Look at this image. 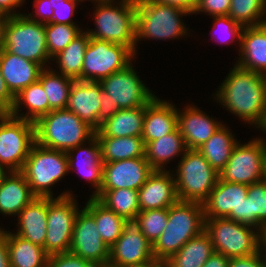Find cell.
I'll use <instances>...</instances> for the list:
<instances>
[{"instance_id": "obj_34", "label": "cell", "mask_w": 266, "mask_h": 267, "mask_svg": "<svg viewBox=\"0 0 266 267\" xmlns=\"http://www.w3.org/2000/svg\"><path fill=\"white\" fill-rule=\"evenodd\" d=\"M11 267H46L48 255L40 245L7 231Z\"/></svg>"}, {"instance_id": "obj_38", "label": "cell", "mask_w": 266, "mask_h": 267, "mask_svg": "<svg viewBox=\"0 0 266 267\" xmlns=\"http://www.w3.org/2000/svg\"><path fill=\"white\" fill-rule=\"evenodd\" d=\"M39 81L48 98L49 112L66 109L70 88L75 80L60 75L52 69L44 68L40 73Z\"/></svg>"}, {"instance_id": "obj_26", "label": "cell", "mask_w": 266, "mask_h": 267, "mask_svg": "<svg viewBox=\"0 0 266 267\" xmlns=\"http://www.w3.org/2000/svg\"><path fill=\"white\" fill-rule=\"evenodd\" d=\"M18 236L44 247L47 233V197H35L18 214Z\"/></svg>"}, {"instance_id": "obj_10", "label": "cell", "mask_w": 266, "mask_h": 267, "mask_svg": "<svg viewBox=\"0 0 266 267\" xmlns=\"http://www.w3.org/2000/svg\"><path fill=\"white\" fill-rule=\"evenodd\" d=\"M204 230L215 252L228 258L244 257L261 250L262 232L252 226L228 218H211L205 219Z\"/></svg>"}, {"instance_id": "obj_5", "label": "cell", "mask_w": 266, "mask_h": 267, "mask_svg": "<svg viewBox=\"0 0 266 267\" xmlns=\"http://www.w3.org/2000/svg\"><path fill=\"white\" fill-rule=\"evenodd\" d=\"M188 11L153 0H136V43L139 39H175L185 36L188 31L180 17Z\"/></svg>"}, {"instance_id": "obj_37", "label": "cell", "mask_w": 266, "mask_h": 267, "mask_svg": "<svg viewBox=\"0 0 266 267\" xmlns=\"http://www.w3.org/2000/svg\"><path fill=\"white\" fill-rule=\"evenodd\" d=\"M95 198L127 221L134 220L140 212L138 190L127 188L101 189Z\"/></svg>"}, {"instance_id": "obj_43", "label": "cell", "mask_w": 266, "mask_h": 267, "mask_svg": "<svg viewBox=\"0 0 266 267\" xmlns=\"http://www.w3.org/2000/svg\"><path fill=\"white\" fill-rule=\"evenodd\" d=\"M80 0H51L53 12L52 23L75 25L71 21V16L74 15L76 4Z\"/></svg>"}, {"instance_id": "obj_3", "label": "cell", "mask_w": 266, "mask_h": 267, "mask_svg": "<svg viewBox=\"0 0 266 267\" xmlns=\"http://www.w3.org/2000/svg\"><path fill=\"white\" fill-rule=\"evenodd\" d=\"M132 63L120 71L99 81L101 106L99 124L111 118L119 109L145 106L156 95L143 84L136 74Z\"/></svg>"}, {"instance_id": "obj_47", "label": "cell", "mask_w": 266, "mask_h": 267, "mask_svg": "<svg viewBox=\"0 0 266 267\" xmlns=\"http://www.w3.org/2000/svg\"><path fill=\"white\" fill-rule=\"evenodd\" d=\"M262 252L261 249L259 252L248 256L229 258L227 267H266V257Z\"/></svg>"}, {"instance_id": "obj_12", "label": "cell", "mask_w": 266, "mask_h": 267, "mask_svg": "<svg viewBox=\"0 0 266 267\" xmlns=\"http://www.w3.org/2000/svg\"><path fill=\"white\" fill-rule=\"evenodd\" d=\"M35 143L33 122L0 113V164L10 171H21Z\"/></svg>"}, {"instance_id": "obj_61", "label": "cell", "mask_w": 266, "mask_h": 267, "mask_svg": "<svg viewBox=\"0 0 266 267\" xmlns=\"http://www.w3.org/2000/svg\"><path fill=\"white\" fill-rule=\"evenodd\" d=\"M261 129H262V131H264V133H266V121H265V123Z\"/></svg>"}, {"instance_id": "obj_25", "label": "cell", "mask_w": 266, "mask_h": 267, "mask_svg": "<svg viewBox=\"0 0 266 267\" xmlns=\"http://www.w3.org/2000/svg\"><path fill=\"white\" fill-rule=\"evenodd\" d=\"M89 143V148L88 146L84 148L83 144L82 146L78 145L77 147L68 150L66 154L68 157L69 170H76L77 168L78 172L83 174L82 176L91 182L90 184L95 188L92 197H95L100 192L102 186L103 162L101 160L100 144L97 137L94 136L89 140ZM77 150L78 155L76 157L73 155V152H77Z\"/></svg>"}, {"instance_id": "obj_24", "label": "cell", "mask_w": 266, "mask_h": 267, "mask_svg": "<svg viewBox=\"0 0 266 267\" xmlns=\"http://www.w3.org/2000/svg\"><path fill=\"white\" fill-rule=\"evenodd\" d=\"M239 67L266 76V23L244 27L241 35Z\"/></svg>"}, {"instance_id": "obj_20", "label": "cell", "mask_w": 266, "mask_h": 267, "mask_svg": "<svg viewBox=\"0 0 266 267\" xmlns=\"http://www.w3.org/2000/svg\"><path fill=\"white\" fill-rule=\"evenodd\" d=\"M101 84L95 81L76 80L70 88L66 109L75 113L95 131L100 128Z\"/></svg>"}, {"instance_id": "obj_13", "label": "cell", "mask_w": 266, "mask_h": 267, "mask_svg": "<svg viewBox=\"0 0 266 267\" xmlns=\"http://www.w3.org/2000/svg\"><path fill=\"white\" fill-rule=\"evenodd\" d=\"M264 140V141H263ZM223 181L251 185L266 178V140L256 138L235 146L219 173Z\"/></svg>"}, {"instance_id": "obj_59", "label": "cell", "mask_w": 266, "mask_h": 267, "mask_svg": "<svg viewBox=\"0 0 266 267\" xmlns=\"http://www.w3.org/2000/svg\"><path fill=\"white\" fill-rule=\"evenodd\" d=\"M262 234V244H261V249L264 250L263 252H265V257H266V228L265 230L261 233Z\"/></svg>"}, {"instance_id": "obj_19", "label": "cell", "mask_w": 266, "mask_h": 267, "mask_svg": "<svg viewBox=\"0 0 266 267\" xmlns=\"http://www.w3.org/2000/svg\"><path fill=\"white\" fill-rule=\"evenodd\" d=\"M171 171L153 170L138 190L140 211L169 208L179 199L175 175Z\"/></svg>"}, {"instance_id": "obj_7", "label": "cell", "mask_w": 266, "mask_h": 267, "mask_svg": "<svg viewBox=\"0 0 266 267\" xmlns=\"http://www.w3.org/2000/svg\"><path fill=\"white\" fill-rule=\"evenodd\" d=\"M2 49L36 62L43 68L51 59L47 50L45 24L30 20L26 14L7 17L3 27Z\"/></svg>"}, {"instance_id": "obj_41", "label": "cell", "mask_w": 266, "mask_h": 267, "mask_svg": "<svg viewBox=\"0 0 266 267\" xmlns=\"http://www.w3.org/2000/svg\"><path fill=\"white\" fill-rule=\"evenodd\" d=\"M83 30L76 25L46 23L45 35L49 57L56 56L64 50L70 42L79 35Z\"/></svg>"}, {"instance_id": "obj_23", "label": "cell", "mask_w": 266, "mask_h": 267, "mask_svg": "<svg viewBox=\"0 0 266 267\" xmlns=\"http://www.w3.org/2000/svg\"><path fill=\"white\" fill-rule=\"evenodd\" d=\"M178 127V110L157 96L146 105L141 137L144 144L172 133Z\"/></svg>"}, {"instance_id": "obj_29", "label": "cell", "mask_w": 266, "mask_h": 267, "mask_svg": "<svg viewBox=\"0 0 266 267\" xmlns=\"http://www.w3.org/2000/svg\"><path fill=\"white\" fill-rule=\"evenodd\" d=\"M215 252L209 234L203 230L199 235L186 242L176 254L165 263V267H203Z\"/></svg>"}, {"instance_id": "obj_21", "label": "cell", "mask_w": 266, "mask_h": 267, "mask_svg": "<svg viewBox=\"0 0 266 267\" xmlns=\"http://www.w3.org/2000/svg\"><path fill=\"white\" fill-rule=\"evenodd\" d=\"M178 111V129L187 149H198L223 125L191 105Z\"/></svg>"}, {"instance_id": "obj_46", "label": "cell", "mask_w": 266, "mask_h": 267, "mask_svg": "<svg viewBox=\"0 0 266 267\" xmlns=\"http://www.w3.org/2000/svg\"><path fill=\"white\" fill-rule=\"evenodd\" d=\"M85 261L71 252H64L48 256L46 267H83Z\"/></svg>"}, {"instance_id": "obj_22", "label": "cell", "mask_w": 266, "mask_h": 267, "mask_svg": "<svg viewBox=\"0 0 266 267\" xmlns=\"http://www.w3.org/2000/svg\"><path fill=\"white\" fill-rule=\"evenodd\" d=\"M44 68L37 64L0 49V71L10 92L16 96L20 91L39 80Z\"/></svg>"}, {"instance_id": "obj_18", "label": "cell", "mask_w": 266, "mask_h": 267, "mask_svg": "<svg viewBox=\"0 0 266 267\" xmlns=\"http://www.w3.org/2000/svg\"><path fill=\"white\" fill-rule=\"evenodd\" d=\"M153 170L145 156L103 163L101 189L139 190Z\"/></svg>"}, {"instance_id": "obj_49", "label": "cell", "mask_w": 266, "mask_h": 267, "mask_svg": "<svg viewBox=\"0 0 266 267\" xmlns=\"http://www.w3.org/2000/svg\"><path fill=\"white\" fill-rule=\"evenodd\" d=\"M15 96L10 92L0 71V113H9L13 107Z\"/></svg>"}, {"instance_id": "obj_28", "label": "cell", "mask_w": 266, "mask_h": 267, "mask_svg": "<svg viewBox=\"0 0 266 267\" xmlns=\"http://www.w3.org/2000/svg\"><path fill=\"white\" fill-rule=\"evenodd\" d=\"M145 106L119 109L111 118L101 123L100 128L95 131L96 137H141Z\"/></svg>"}, {"instance_id": "obj_6", "label": "cell", "mask_w": 266, "mask_h": 267, "mask_svg": "<svg viewBox=\"0 0 266 267\" xmlns=\"http://www.w3.org/2000/svg\"><path fill=\"white\" fill-rule=\"evenodd\" d=\"M115 4L97 3L94 12L97 30L86 32L89 37L129 47L136 54V0Z\"/></svg>"}, {"instance_id": "obj_58", "label": "cell", "mask_w": 266, "mask_h": 267, "mask_svg": "<svg viewBox=\"0 0 266 267\" xmlns=\"http://www.w3.org/2000/svg\"><path fill=\"white\" fill-rule=\"evenodd\" d=\"M4 165L0 164V184L4 181L5 177L8 175L7 169Z\"/></svg>"}, {"instance_id": "obj_60", "label": "cell", "mask_w": 266, "mask_h": 267, "mask_svg": "<svg viewBox=\"0 0 266 267\" xmlns=\"http://www.w3.org/2000/svg\"><path fill=\"white\" fill-rule=\"evenodd\" d=\"M80 1H83V0H80ZM92 1H95L97 3H114V2H116L114 0H92Z\"/></svg>"}, {"instance_id": "obj_27", "label": "cell", "mask_w": 266, "mask_h": 267, "mask_svg": "<svg viewBox=\"0 0 266 267\" xmlns=\"http://www.w3.org/2000/svg\"><path fill=\"white\" fill-rule=\"evenodd\" d=\"M9 175L0 184V213L18 216L36 196L21 171H10Z\"/></svg>"}, {"instance_id": "obj_57", "label": "cell", "mask_w": 266, "mask_h": 267, "mask_svg": "<svg viewBox=\"0 0 266 267\" xmlns=\"http://www.w3.org/2000/svg\"><path fill=\"white\" fill-rule=\"evenodd\" d=\"M7 17H8L7 15L0 13V49L2 48V44H3V27L6 22Z\"/></svg>"}, {"instance_id": "obj_32", "label": "cell", "mask_w": 266, "mask_h": 267, "mask_svg": "<svg viewBox=\"0 0 266 267\" xmlns=\"http://www.w3.org/2000/svg\"><path fill=\"white\" fill-rule=\"evenodd\" d=\"M22 104H24L28 109L26 114H19V108ZM48 113V98L43 89L42 83L39 80L30 84L15 96L13 107L9 112V114L14 117L33 123Z\"/></svg>"}, {"instance_id": "obj_4", "label": "cell", "mask_w": 266, "mask_h": 267, "mask_svg": "<svg viewBox=\"0 0 266 267\" xmlns=\"http://www.w3.org/2000/svg\"><path fill=\"white\" fill-rule=\"evenodd\" d=\"M35 142L67 152L95 136V130L67 109L52 110L35 123Z\"/></svg>"}, {"instance_id": "obj_1", "label": "cell", "mask_w": 266, "mask_h": 267, "mask_svg": "<svg viewBox=\"0 0 266 267\" xmlns=\"http://www.w3.org/2000/svg\"><path fill=\"white\" fill-rule=\"evenodd\" d=\"M217 97V98H216ZM215 99L232 114L259 129L266 121V76L235 64Z\"/></svg>"}, {"instance_id": "obj_9", "label": "cell", "mask_w": 266, "mask_h": 267, "mask_svg": "<svg viewBox=\"0 0 266 267\" xmlns=\"http://www.w3.org/2000/svg\"><path fill=\"white\" fill-rule=\"evenodd\" d=\"M176 191L181 201L203 204L215 187L219 173L197 149H187L178 163Z\"/></svg>"}, {"instance_id": "obj_30", "label": "cell", "mask_w": 266, "mask_h": 267, "mask_svg": "<svg viewBox=\"0 0 266 267\" xmlns=\"http://www.w3.org/2000/svg\"><path fill=\"white\" fill-rule=\"evenodd\" d=\"M187 150L183 136L178 127L170 134L145 144V158L154 170H165L166 165L173 157Z\"/></svg>"}, {"instance_id": "obj_40", "label": "cell", "mask_w": 266, "mask_h": 267, "mask_svg": "<svg viewBox=\"0 0 266 267\" xmlns=\"http://www.w3.org/2000/svg\"><path fill=\"white\" fill-rule=\"evenodd\" d=\"M248 225L263 232L266 228V178L248 185Z\"/></svg>"}, {"instance_id": "obj_31", "label": "cell", "mask_w": 266, "mask_h": 267, "mask_svg": "<svg viewBox=\"0 0 266 267\" xmlns=\"http://www.w3.org/2000/svg\"><path fill=\"white\" fill-rule=\"evenodd\" d=\"M84 208L94 217L98 233L103 242L110 248L122 235L127 220L92 196Z\"/></svg>"}, {"instance_id": "obj_35", "label": "cell", "mask_w": 266, "mask_h": 267, "mask_svg": "<svg viewBox=\"0 0 266 267\" xmlns=\"http://www.w3.org/2000/svg\"><path fill=\"white\" fill-rule=\"evenodd\" d=\"M237 143L230 129L226 128L223 124V126L197 150L210 165L220 173L227 164Z\"/></svg>"}, {"instance_id": "obj_36", "label": "cell", "mask_w": 266, "mask_h": 267, "mask_svg": "<svg viewBox=\"0 0 266 267\" xmlns=\"http://www.w3.org/2000/svg\"><path fill=\"white\" fill-rule=\"evenodd\" d=\"M89 40L88 33L82 31L64 50L52 58L59 65L60 74L75 81L81 80L84 56Z\"/></svg>"}, {"instance_id": "obj_14", "label": "cell", "mask_w": 266, "mask_h": 267, "mask_svg": "<svg viewBox=\"0 0 266 267\" xmlns=\"http://www.w3.org/2000/svg\"><path fill=\"white\" fill-rule=\"evenodd\" d=\"M135 55L129 47L90 37L85 51L81 81L99 82L130 65Z\"/></svg>"}, {"instance_id": "obj_50", "label": "cell", "mask_w": 266, "mask_h": 267, "mask_svg": "<svg viewBox=\"0 0 266 267\" xmlns=\"http://www.w3.org/2000/svg\"><path fill=\"white\" fill-rule=\"evenodd\" d=\"M0 267H11L7 246V231L0 228Z\"/></svg>"}, {"instance_id": "obj_54", "label": "cell", "mask_w": 266, "mask_h": 267, "mask_svg": "<svg viewBox=\"0 0 266 267\" xmlns=\"http://www.w3.org/2000/svg\"><path fill=\"white\" fill-rule=\"evenodd\" d=\"M83 267H111L109 260H86Z\"/></svg>"}, {"instance_id": "obj_56", "label": "cell", "mask_w": 266, "mask_h": 267, "mask_svg": "<svg viewBox=\"0 0 266 267\" xmlns=\"http://www.w3.org/2000/svg\"><path fill=\"white\" fill-rule=\"evenodd\" d=\"M130 267H165V263L158 260H153L149 263L136 265V266H130Z\"/></svg>"}, {"instance_id": "obj_39", "label": "cell", "mask_w": 266, "mask_h": 267, "mask_svg": "<svg viewBox=\"0 0 266 267\" xmlns=\"http://www.w3.org/2000/svg\"><path fill=\"white\" fill-rule=\"evenodd\" d=\"M266 0H231L229 16L243 27L259 26L266 23Z\"/></svg>"}, {"instance_id": "obj_2", "label": "cell", "mask_w": 266, "mask_h": 267, "mask_svg": "<svg viewBox=\"0 0 266 267\" xmlns=\"http://www.w3.org/2000/svg\"><path fill=\"white\" fill-rule=\"evenodd\" d=\"M204 229L203 204L178 200L168 208L167 226L152 244L155 260L166 262L186 242L199 235Z\"/></svg>"}, {"instance_id": "obj_11", "label": "cell", "mask_w": 266, "mask_h": 267, "mask_svg": "<svg viewBox=\"0 0 266 267\" xmlns=\"http://www.w3.org/2000/svg\"><path fill=\"white\" fill-rule=\"evenodd\" d=\"M79 211L68 191L56 198L47 197V233L43 248L48 256L69 252Z\"/></svg>"}, {"instance_id": "obj_48", "label": "cell", "mask_w": 266, "mask_h": 267, "mask_svg": "<svg viewBox=\"0 0 266 267\" xmlns=\"http://www.w3.org/2000/svg\"><path fill=\"white\" fill-rule=\"evenodd\" d=\"M35 17L39 16V20L32 17V14L26 15L30 20L36 21L38 23L46 24L50 23L53 19L54 9L51 5V0H35L34 1Z\"/></svg>"}, {"instance_id": "obj_52", "label": "cell", "mask_w": 266, "mask_h": 267, "mask_svg": "<svg viewBox=\"0 0 266 267\" xmlns=\"http://www.w3.org/2000/svg\"><path fill=\"white\" fill-rule=\"evenodd\" d=\"M159 3L168 4L182 8L189 13L193 14L196 7V0H153Z\"/></svg>"}, {"instance_id": "obj_17", "label": "cell", "mask_w": 266, "mask_h": 267, "mask_svg": "<svg viewBox=\"0 0 266 267\" xmlns=\"http://www.w3.org/2000/svg\"><path fill=\"white\" fill-rule=\"evenodd\" d=\"M69 252L84 260H109V247L98 233L94 217L84 207L77 214Z\"/></svg>"}, {"instance_id": "obj_16", "label": "cell", "mask_w": 266, "mask_h": 267, "mask_svg": "<svg viewBox=\"0 0 266 267\" xmlns=\"http://www.w3.org/2000/svg\"><path fill=\"white\" fill-rule=\"evenodd\" d=\"M248 194V185L218 179L203 203L204 218H228L241 223V205Z\"/></svg>"}, {"instance_id": "obj_45", "label": "cell", "mask_w": 266, "mask_h": 267, "mask_svg": "<svg viewBox=\"0 0 266 267\" xmlns=\"http://www.w3.org/2000/svg\"><path fill=\"white\" fill-rule=\"evenodd\" d=\"M231 0H197L193 14L205 12L213 16H225L229 14Z\"/></svg>"}, {"instance_id": "obj_15", "label": "cell", "mask_w": 266, "mask_h": 267, "mask_svg": "<svg viewBox=\"0 0 266 267\" xmlns=\"http://www.w3.org/2000/svg\"><path fill=\"white\" fill-rule=\"evenodd\" d=\"M155 260L150 243L134 220L124 224L122 235L109 248L111 267H130Z\"/></svg>"}, {"instance_id": "obj_44", "label": "cell", "mask_w": 266, "mask_h": 267, "mask_svg": "<svg viewBox=\"0 0 266 267\" xmlns=\"http://www.w3.org/2000/svg\"><path fill=\"white\" fill-rule=\"evenodd\" d=\"M213 19L215 20L213 28L218 30V28L220 27L222 31L226 33L225 35H228L226 37L224 36L225 38L222 36L223 39H221L220 37V39L222 40V41L219 40L220 43H226V44L231 43L233 39H235L236 37H237L236 39L241 41V35H242L243 28H244L242 25L236 23L229 15L214 16ZM213 31L215 32L216 30L213 29ZM229 38L231 39V41Z\"/></svg>"}, {"instance_id": "obj_33", "label": "cell", "mask_w": 266, "mask_h": 267, "mask_svg": "<svg viewBox=\"0 0 266 267\" xmlns=\"http://www.w3.org/2000/svg\"><path fill=\"white\" fill-rule=\"evenodd\" d=\"M97 139L103 163L145 156V144L142 137H97Z\"/></svg>"}, {"instance_id": "obj_53", "label": "cell", "mask_w": 266, "mask_h": 267, "mask_svg": "<svg viewBox=\"0 0 266 267\" xmlns=\"http://www.w3.org/2000/svg\"><path fill=\"white\" fill-rule=\"evenodd\" d=\"M229 258L221 253L214 252L205 262L203 267H227Z\"/></svg>"}, {"instance_id": "obj_51", "label": "cell", "mask_w": 266, "mask_h": 267, "mask_svg": "<svg viewBox=\"0 0 266 267\" xmlns=\"http://www.w3.org/2000/svg\"><path fill=\"white\" fill-rule=\"evenodd\" d=\"M24 1L25 0H0V13L7 16L19 15L21 13H16L14 9L24 3Z\"/></svg>"}, {"instance_id": "obj_42", "label": "cell", "mask_w": 266, "mask_h": 267, "mask_svg": "<svg viewBox=\"0 0 266 267\" xmlns=\"http://www.w3.org/2000/svg\"><path fill=\"white\" fill-rule=\"evenodd\" d=\"M150 243L160 237L168 221V208L140 211L134 219Z\"/></svg>"}, {"instance_id": "obj_55", "label": "cell", "mask_w": 266, "mask_h": 267, "mask_svg": "<svg viewBox=\"0 0 266 267\" xmlns=\"http://www.w3.org/2000/svg\"><path fill=\"white\" fill-rule=\"evenodd\" d=\"M241 223L248 225V195L242 201V205H241Z\"/></svg>"}, {"instance_id": "obj_8", "label": "cell", "mask_w": 266, "mask_h": 267, "mask_svg": "<svg viewBox=\"0 0 266 267\" xmlns=\"http://www.w3.org/2000/svg\"><path fill=\"white\" fill-rule=\"evenodd\" d=\"M21 172L36 197L53 198L50 187L69 172L67 154L35 142Z\"/></svg>"}]
</instances>
